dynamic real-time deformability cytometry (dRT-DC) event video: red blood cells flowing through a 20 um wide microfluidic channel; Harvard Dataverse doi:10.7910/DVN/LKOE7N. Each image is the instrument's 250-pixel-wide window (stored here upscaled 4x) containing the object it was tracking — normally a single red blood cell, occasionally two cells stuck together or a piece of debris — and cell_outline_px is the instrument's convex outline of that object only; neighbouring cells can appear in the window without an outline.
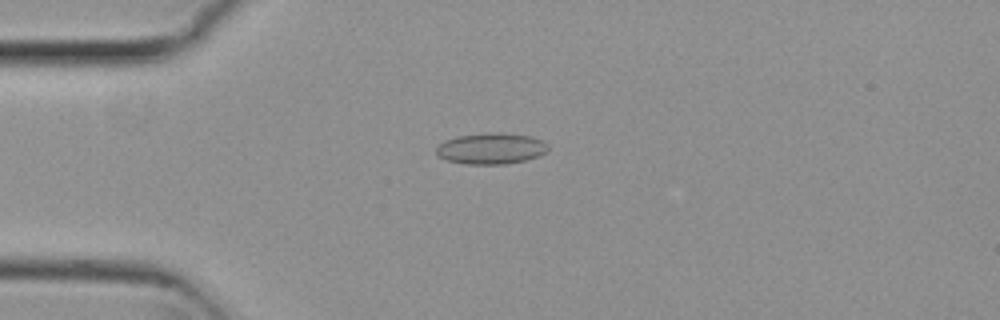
{"species": "common noctule bat (a hibernating species)", "species_latin": "Nyctalus noctula", "temperature_condition": "cold", "stored_images_in_passage": 43, "camera_frame_rate_fps": 3000, "um_per_image_px": 0.085, "animal": {"sex": "female", "body_mass_g": 29.2, "forearm_length_mm": 56.3}, "frame": {"image": 1, "passage_image": 2, "time_ms": 0.333, "image_size_px": [1000, 320], "cell_outline_px": [[548, 148], [544, 152], [536, 156], [524, 160], [504, 164], [468, 164], [448, 160], [440, 156], [436, 152], [436, 148], [444, 140], [460, 136], [496, 132], [500, 132], [528, 136], [540, 140], [548, 144]], "centroid_in_image_um": [41.73, 12.62], "position_along_channel_um": 43.3, "area_um2": 19.77}}
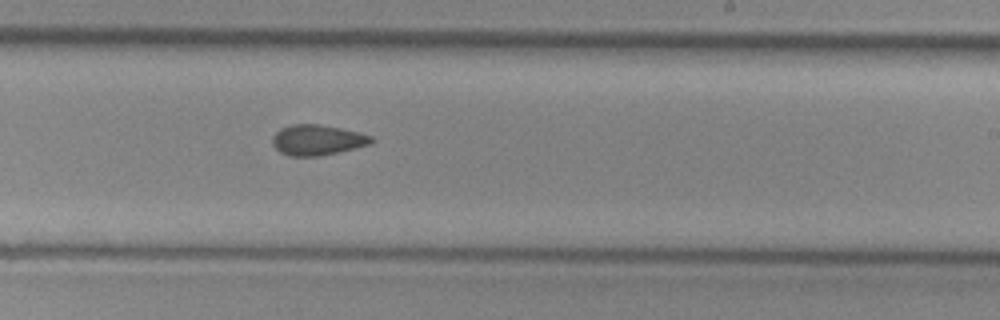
{"frame": {"image": 2, "passage_image": 21, "time_ms": 6.667, "image_size_px": [1000, 320], "cell_outline_px": [[376, 140], [372, 144], [340, 152], [320, 156], [288, 156], [280, 152], [272, 144], [272, 136], [280, 128], [292, 124], [320, 124], [360, 132], [372, 136]], "centroid_in_image_um": [27.0, 11.9], "position_along_channel_um": 262.0, "area_um2": 17.86}}
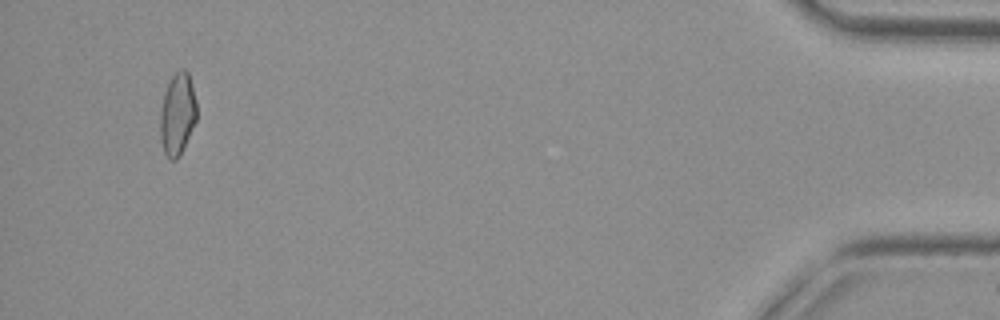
{"frame": {"image": 3, "passage_image": 40, "time_ms": 13.0, "image_size_px": [1000, 320], "cell_outline_px": [[196, 120], [180, 156], [176, 160], [168, 160], [164, 152], [160, 140], [160, 112], [164, 92], [172, 76], [180, 68], [184, 68], [188, 72], [196, 100]], "centroid_in_image_um": [15.07, 9.72], "position_along_channel_um": 420.1, "area_um2": 17.57}, "authors_computed_cell_mechanics": {"area_um2": 17.629, "velocity_mm_per_s": 3.7852, "shape_relaxation_time_tau1_ms": null, "shape_relaxation_time_tau2_ms": 5.0319, "deformation_change_tau1": null, "deformation_change_tau2": 0.1057}}